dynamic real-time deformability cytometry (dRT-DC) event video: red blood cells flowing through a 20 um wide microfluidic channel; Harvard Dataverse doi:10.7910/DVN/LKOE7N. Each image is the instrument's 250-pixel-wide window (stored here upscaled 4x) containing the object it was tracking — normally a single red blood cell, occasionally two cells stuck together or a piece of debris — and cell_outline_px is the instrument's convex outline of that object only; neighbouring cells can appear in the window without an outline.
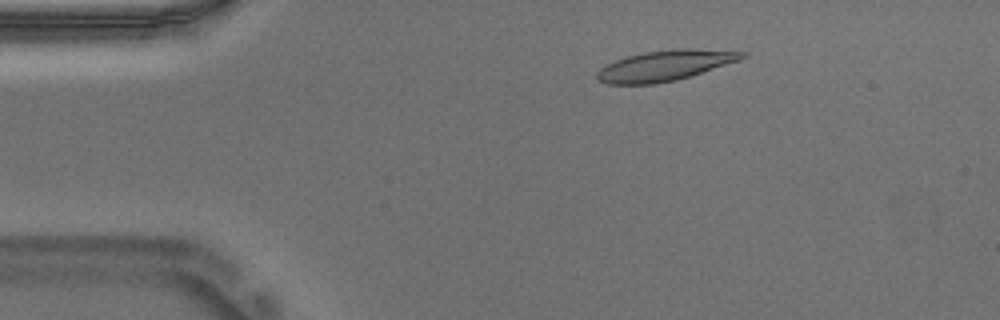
{"species": "Egyptian fruit bat (a non-hibernating species)", "species_latin": "Rousettus aegyptiacus", "temperature_condition": "warm", "stored_images_in_passage": 53, "camera_frame_rate_fps": 3000, "um_per_image_px": 0.085, "animal": {"sex": "male"}, "frame": {"image": 1, "passage_image": 9, "time_ms": 2.667, "image_size_px": [1000, 320], "cell_outline_px": [[748, 56], [740, 60], [676, 80], [652, 84], [608, 84], [596, 80], [596, 72], [600, 68], [616, 60], [628, 56], [644, 52], [672, 48], [692, 48], [748, 52]], "centroid_in_image_um": [56.53, 5.56], "position_along_channel_um": 28.5, "area_um2": 25.78}}
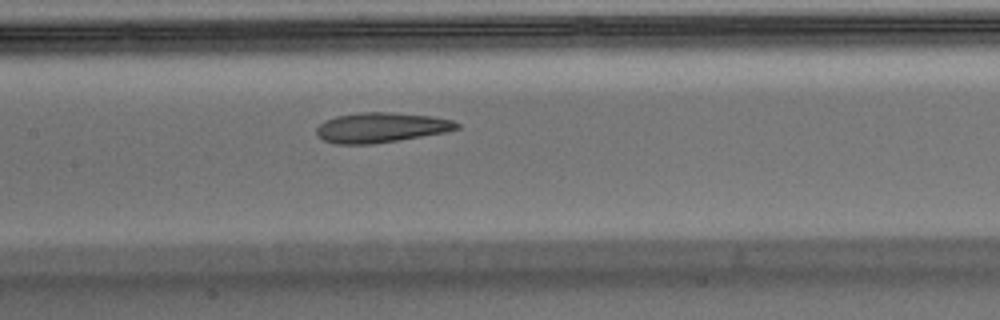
{"frame": {"image": 2, "passage_image": 25, "time_ms": 8.0, "image_size_px": [1000, 320], "cell_outline_px": [[460, 128], [444, 132], [372, 144], [336, 144], [324, 140], [316, 132], [316, 128], [324, 120], [336, 116], [360, 112], [392, 112], [432, 116], [452, 120], [460, 124]], "centroid_in_image_um": [32.37, 10.83], "position_along_channel_um": 175.0, "area_um2": 24.33}}
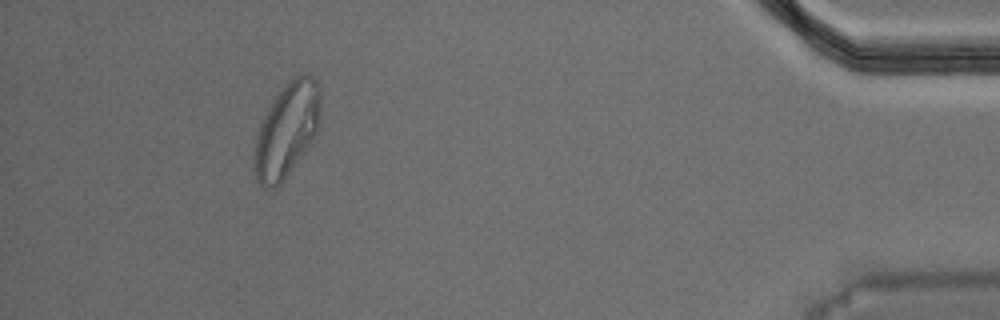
{"frame": {"image": 3, "passage_image": 49, "time_ms": 16.0, "image_size_px": [1000, 320], "cell_outline_px": [[320, 120], [316, 136], [284, 180], [276, 188], [264, 188], [256, 180], [256, 136], [260, 124], [268, 108], [280, 92], [296, 76], [304, 72], [312, 76], [316, 80], [320, 88]], "centroid_in_image_um": [24.43, 11.06], "position_along_channel_um": 410.8, "area_um2": 35.72}, "authors_computed_cell_mechanics": {"area_um2": 25.432, "velocity_mm_per_s": 3.7094, "shape_relaxation_time_tau1_ms": null, "shape_relaxation_time_tau2_ms": 2.5828, "deformation_change_tau1": null, "deformation_change_tau2": 0.1135}}